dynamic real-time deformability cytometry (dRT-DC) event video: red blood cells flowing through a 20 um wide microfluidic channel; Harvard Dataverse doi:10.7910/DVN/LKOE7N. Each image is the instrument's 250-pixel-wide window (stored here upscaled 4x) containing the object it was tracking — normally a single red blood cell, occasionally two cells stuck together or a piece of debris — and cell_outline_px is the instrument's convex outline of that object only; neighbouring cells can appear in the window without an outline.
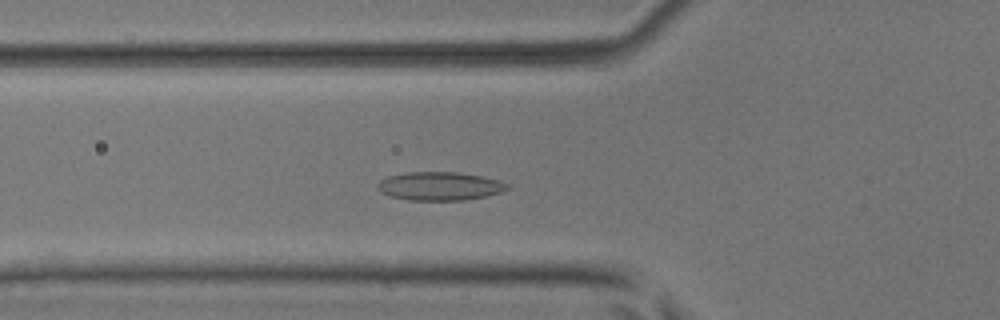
{"species": "common noctule bat (a hibernating species)", "species_latin": "Nyctalus noctula", "temperature_condition": "room temperature", "stored_images_in_passage": 46, "camera_frame_rate_fps": 3000, "um_per_image_px": 0.085, "animal": {"sex": "male", "body_mass_g": 17.9, "forearm_length_mm": 54.2}, "frame": {"image": 1, "passage_image": 14, "time_ms": 4.333, "image_size_px": [1000, 320], "cell_outline_px": [[508, 188], [500, 192], [484, 196], [464, 200], [408, 200], [392, 196], [380, 192], [376, 188], [376, 184], [380, 180], [388, 176], [408, 172], [456, 172], [480, 176], [500, 180], [508, 184]], "centroid_in_image_um": [37.33, 15.82], "position_along_channel_um": 88.5, "area_um2": 21.39}}
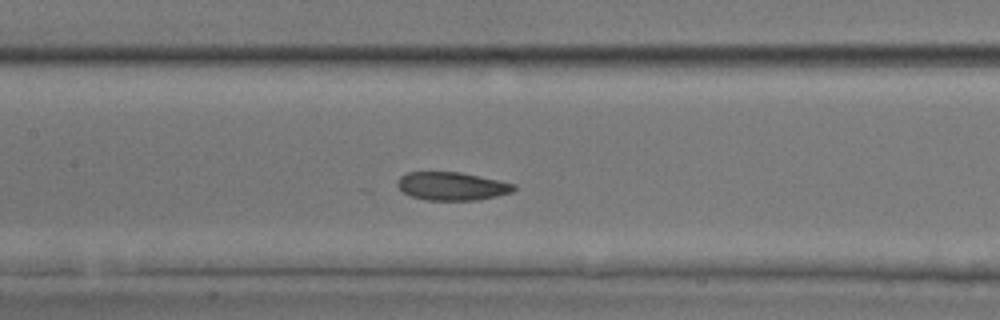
{"frame": {"image": 2, "passage_image": 20, "time_ms": 6.333, "image_size_px": [1000, 320], "cell_outline_px": [[516, 188], [512, 192], [496, 196], [476, 200], [424, 200], [408, 196], [396, 184], [396, 180], [400, 176], [408, 172], [460, 172], [516, 184]], "centroid_in_image_um": [38.38, 15.83], "position_along_channel_um": 169.0, "area_um2": 19.19}}
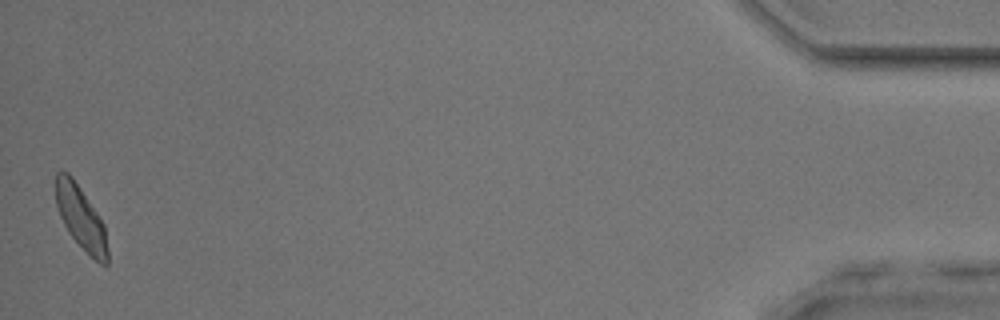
{"frame": {"image": 3, "passage_image": 46, "time_ms": 15.0, "image_size_px": [1000, 320], "cell_outline_px": [[108, 264], [100, 264], [68, 232], [60, 216], [56, 204], [56, 172], [68, 172], [72, 176], [104, 224], [108, 248]], "centroid_in_image_um": [6.88, 18.5], "position_along_channel_um": 428.3, "area_um2": 18.61}, "authors_computed_cell_mechanics": {"area_um2": 19.4786, "velocity_mm_per_s": 4.0329, "shape_relaxation_time_tau1_ms": 7.0377, "shape_relaxation_time_tau2_ms": null, "deformation_change_tau1": 0.1252, "deformation_change_tau2": null}}